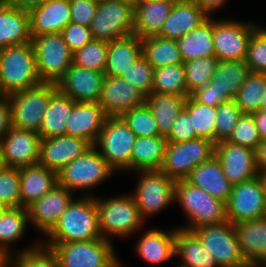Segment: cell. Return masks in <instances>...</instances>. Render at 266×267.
<instances>
[{
    "label": "cell",
    "instance_id": "6da1fadb",
    "mask_svg": "<svg viewBox=\"0 0 266 267\" xmlns=\"http://www.w3.org/2000/svg\"><path fill=\"white\" fill-rule=\"evenodd\" d=\"M41 243H66L103 238L99 229L96 195H77Z\"/></svg>",
    "mask_w": 266,
    "mask_h": 267
},
{
    "label": "cell",
    "instance_id": "7a4b0ae2",
    "mask_svg": "<svg viewBox=\"0 0 266 267\" xmlns=\"http://www.w3.org/2000/svg\"><path fill=\"white\" fill-rule=\"evenodd\" d=\"M174 202L179 203L188 220L186 225L177 226L178 228L192 231L200 226L228 221L226 203L186 179L176 181Z\"/></svg>",
    "mask_w": 266,
    "mask_h": 267
},
{
    "label": "cell",
    "instance_id": "3957f363",
    "mask_svg": "<svg viewBox=\"0 0 266 267\" xmlns=\"http://www.w3.org/2000/svg\"><path fill=\"white\" fill-rule=\"evenodd\" d=\"M32 42L0 49V96L41 83Z\"/></svg>",
    "mask_w": 266,
    "mask_h": 267
},
{
    "label": "cell",
    "instance_id": "277c9868",
    "mask_svg": "<svg viewBox=\"0 0 266 267\" xmlns=\"http://www.w3.org/2000/svg\"><path fill=\"white\" fill-rule=\"evenodd\" d=\"M96 207L101 235L109 241L130 237L145 223L131 193L113 198L96 196Z\"/></svg>",
    "mask_w": 266,
    "mask_h": 267
},
{
    "label": "cell",
    "instance_id": "5b68a950",
    "mask_svg": "<svg viewBox=\"0 0 266 267\" xmlns=\"http://www.w3.org/2000/svg\"><path fill=\"white\" fill-rule=\"evenodd\" d=\"M57 257L59 267H120L113 241L104 238L66 243H41Z\"/></svg>",
    "mask_w": 266,
    "mask_h": 267
},
{
    "label": "cell",
    "instance_id": "8992f818",
    "mask_svg": "<svg viewBox=\"0 0 266 267\" xmlns=\"http://www.w3.org/2000/svg\"><path fill=\"white\" fill-rule=\"evenodd\" d=\"M116 172L109 166L108 162L100 155L98 149L92 145L81 156L68 163L57 173L58 184L74 194L93 196L90 192L104 183ZM89 191V192H87ZM86 192V194H85ZM89 193V194H88Z\"/></svg>",
    "mask_w": 266,
    "mask_h": 267
},
{
    "label": "cell",
    "instance_id": "52a82bcc",
    "mask_svg": "<svg viewBox=\"0 0 266 267\" xmlns=\"http://www.w3.org/2000/svg\"><path fill=\"white\" fill-rule=\"evenodd\" d=\"M251 73L245 60L218 61L213 78L190 93V97L201 104L211 107L234 99L242 84Z\"/></svg>",
    "mask_w": 266,
    "mask_h": 267
},
{
    "label": "cell",
    "instance_id": "ba28073f",
    "mask_svg": "<svg viewBox=\"0 0 266 267\" xmlns=\"http://www.w3.org/2000/svg\"><path fill=\"white\" fill-rule=\"evenodd\" d=\"M56 91L55 83L41 82L8 95L12 127L39 132L49 100Z\"/></svg>",
    "mask_w": 266,
    "mask_h": 267
},
{
    "label": "cell",
    "instance_id": "9c48e42d",
    "mask_svg": "<svg viewBox=\"0 0 266 267\" xmlns=\"http://www.w3.org/2000/svg\"><path fill=\"white\" fill-rule=\"evenodd\" d=\"M136 138L121 117H107L94 146L116 173L128 172Z\"/></svg>",
    "mask_w": 266,
    "mask_h": 267
},
{
    "label": "cell",
    "instance_id": "30bf717a",
    "mask_svg": "<svg viewBox=\"0 0 266 267\" xmlns=\"http://www.w3.org/2000/svg\"><path fill=\"white\" fill-rule=\"evenodd\" d=\"M134 2L98 0L95 17L89 28L94 40L111 42L134 34Z\"/></svg>",
    "mask_w": 266,
    "mask_h": 267
},
{
    "label": "cell",
    "instance_id": "8fae6325",
    "mask_svg": "<svg viewBox=\"0 0 266 267\" xmlns=\"http://www.w3.org/2000/svg\"><path fill=\"white\" fill-rule=\"evenodd\" d=\"M138 180L131 194L146 220L174 202L176 181L160 170L137 171Z\"/></svg>",
    "mask_w": 266,
    "mask_h": 267
},
{
    "label": "cell",
    "instance_id": "7c38bea8",
    "mask_svg": "<svg viewBox=\"0 0 266 267\" xmlns=\"http://www.w3.org/2000/svg\"><path fill=\"white\" fill-rule=\"evenodd\" d=\"M192 232L215 257L218 267H252L243 256L235 227L229 221L200 226Z\"/></svg>",
    "mask_w": 266,
    "mask_h": 267
},
{
    "label": "cell",
    "instance_id": "4fadbf2b",
    "mask_svg": "<svg viewBox=\"0 0 266 267\" xmlns=\"http://www.w3.org/2000/svg\"><path fill=\"white\" fill-rule=\"evenodd\" d=\"M215 155V143L206 138L185 142H167L160 171L177 180L186 179L191 171Z\"/></svg>",
    "mask_w": 266,
    "mask_h": 267
},
{
    "label": "cell",
    "instance_id": "5bb4252c",
    "mask_svg": "<svg viewBox=\"0 0 266 267\" xmlns=\"http://www.w3.org/2000/svg\"><path fill=\"white\" fill-rule=\"evenodd\" d=\"M36 60V68L42 82L55 83L73 64V53L61 33L35 36L31 40Z\"/></svg>",
    "mask_w": 266,
    "mask_h": 267
},
{
    "label": "cell",
    "instance_id": "9a60e30c",
    "mask_svg": "<svg viewBox=\"0 0 266 267\" xmlns=\"http://www.w3.org/2000/svg\"><path fill=\"white\" fill-rule=\"evenodd\" d=\"M259 25L231 19H213V43L218 61L245 60L249 41Z\"/></svg>",
    "mask_w": 266,
    "mask_h": 267
},
{
    "label": "cell",
    "instance_id": "2e32d148",
    "mask_svg": "<svg viewBox=\"0 0 266 267\" xmlns=\"http://www.w3.org/2000/svg\"><path fill=\"white\" fill-rule=\"evenodd\" d=\"M226 215L233 225L266 216V197L260 176L232 186Z\"/></svg>",
    "mask_w": 266,
    "mask_h": 267
},
{
    "label": "cell",
    "instance_id": "e0dca14e",
    "mask_svg": "<svg viewBox=\"0 0 266 267\" xmlns=\"http://www.w3.org/2000/svg\"><path fill=\"white\" fill-rule=\"evenodd\" d=\"M215 156L220 160L224 175L232 185L245 182L259 176L255 150L222 141L215 144Z\"/></svg>",
    "mask_w": 266,
    "mask_h": 267
},
{
    "label": "cell",
    "instance_id": "ac0fdd59",
    "mask_svg": "<svg viewBox=\"0 0 266 267\" xmlns=\"http://www.w3.org/2000/svg\"><path fill=\"white\" fill-rule=\"evenodd\" d=\"M77 196L60 184L27 207L30 225L45 236L58 222L61 214Z\"/></svg>",
    "mask_w": 266,
    "mask_h": 267
},
{
    "label": "cell",
    "instance_id": "d6986e66",
    "mask_svg": "<svg viewBox=\"0 0 266 267\" xmlns=\"http://www.w3.org/2000/svg\"><path fill=\"white\" fill-rule=\"evenodd\" d=\"M105 73L72 64L56 82L57 90L75 102H96L100 98Z\"/></svg>",
    "mask_w": 266,
    "mask_h": 267
},
{
    "label": "cell",
    "instance_id": "ffe728a7",
    "mask_svg": "<svg viewBox=\"0 0 266 267\" xmlns=\"http://www.w3.org/2000/svg\"><path fill=\"white\" fill-rule=\"evenodd\" d=\"M145 95L121 77L106 76L98 104L108 117H121L145 104Z\"/></svg>",
    "mask_w": 266,
    "mask_h": 267
},
{
    "label": "cell",
    "instance_id": "44dd1931",
    "mask_svg": "<svg viewBox=\"0 0 266 267\" xmlns=\"http://www.w3.org/2000/svg\"><path fill=\"white\" fill-rule=\"evenodd\" d=\"M1 142L6 167L19 169L38 163L41 142L38 132L11 127Z\"/></svg>",
    "mask_w": 266,
    "mask_h": 267
},
{
    "label": "cell",
    "instance_id": "7402d4cb",
    "mask_svg": "<svg viewBox=\"0 0 266 267\" xmlns=\"http://www.w3.org/2000/svg\"><path fill=\"white\" fill-rule=\"evenodd\" d=\"M90 147L86 140L69 135L44 138L40 142L38 163L58 173Z\"/></svg>",
    "mask_w": 266,
    "mask_h": 267
},
{
    "label": "cell",
    "instance_id": "603a6c76",
    "mask_svg": "<svg viewBox=\"0 0 266 267\" xmlns=\"http://www.w3.org/2000/svg\"><path fill=\"white\" fill-rule=\"evenodd\" d=\"M107 117L96 102H75L67 119L66 135L84 139L91 146L95 145Z\"/></svg>",
    "mask_w": 266,
    "mask_h": 267
},
{
    "label": "cell",
    "instance_id": "cb8c5ba5",
    "mask_svg": "<svg viewBox=\"0 0 266 267\" xmlns=\"http://www.w3.org/2000/svg\"><path fill=\"white\" fill-rule=\"evenodd\" d=\"M28 13L31 38L43 34L60 33L71 23L69 0H46Z\"/></svg>",
    "mask_w": 266,
    "mask_h": 267
},
{
    "label": "cell",
    "instance_id": "d4e9b609",
    "mask_svg": "<svg viewBox=\"0 0 266 267\" xmlns=\"http://www.w3.org/2000/svg\"><path fill=\"white\" fill-rule=\"evenodd\" d=\"M164 230L159 228L147 229L136 241L137 255L145 263L158 266L175 257V227L167 229V231Z\"/></svg>",
    "mask_w": 266,
    "mask_h": 267
},
{
    "label": "cell",
    "instance_id": "484cf974",
    "mask_svg": "<svg viewBox=\"0 0 266 267\" xmlns=\"http://www.w3.org/2000/svg\"><path fill=\"white\" fill-rule=\"evenodd\" d=\"M209 17L194 0H176L158 36L178 40Z\"/></svg>",
    "mask_w": 266,
    "mask_h": 267
},
{
    "label": "cell",
    "instance_id": "4316f807",
    "mask_svg": "<svg viewBox=\"0 0 266 267\" xmlns=\"http://www.w3.org/2000/svg\"><path fill=\"white\" fill-rule=\"evenodd\" d=\"M244 258L252 267H266V216L234 224Z\"/></svg>",
    "mask_w": 266,
    "mask_h": 267
},
{
    "label": "cell",
    "instance_id": "83f0119b",
    "mask_svg": "<svg viewBox=\"0 0 266 267\" xmlns=\"http://www.w3.org/2000/svg\"><path fill=\"white\" fill-rule=\"evenodd\" d=\"M186 180L224 203L232 192L233 185L224 175L222 164L215 155L196 166Z\"/></svg>",
    "mask_w": 266,
    "mask_h": 267
},
{
    "label": "cell",
    "instance_id": "f1b7e54d",
    "mask_svg": "<svg viewBox=\"0 0 266 267\" xmlns=\"http://www.w3.org/2000/svg\"><path fill=\"white\" fill-rule=\"evenodd\" d=\"M29 13L6 0L0 2V49L31 42Z\"/></svg>",
    "mask_w": 266,
    "mask_h": 267
},
{
    "label": "cell",
    "instance_id": "f546056e",
    "mask_svg": "<svg viewBox=\"0 0 266 267\" xmlns=\"http://www.w3.org/2000/svg\"><path fill=\"white\" fill-rule=\"evenodd\" d=\"M21 207L27 208L58 184L57 173L37 163L19 168Z\"/></svg>",
    "mask_w": 266,
    "mask_h": 267
},
{
    "label": "cell",
    "instance_id": "4dcf8cb0",
    "mask_svg": "<svg viewBox=\"0 0 266 267\" xmlns=\"http://www.w3.org/2000/svg\"><path fill=\"white\" fill-rule=\"evenodd\" d=\"M175 1L163 0L134 4V34L140 39L158 36Z\"/></svg>",
    "mask_w": 266,
    "mask_h": 267
},
{
    "label": "cell",
    "instance_id": "1f68e13d",
    "mask_svg": "<svg viewBox=\"0 0 266 267\" xmlns=\"http://www.w3.org/2000/svg\"><path fill=\"white\" fill-rule=\"evenodd\" d=\"M141 56L142 39L135 34L108 42L104 73L120 77Z\"/></svg>",
    "mask_w": 266,
    "mask_h": 267
},
{
    "label": "cell",
    "instance_id": "d6a6232c",
    "mask_svg": "<svg viewBox=\"0 0 266 267\" xmlns=\"http://www.w3.org/2000/svg\"><path fill=\"white\" fill-rule=\"evenodd\" d=\"M177 267H218L215 257L208 253L199 238L192 232L175 226V257Z\"/></svg>",
    "mask_w": 266,
    "mask_h": 267
},
{
    "label": "cell",
    "instance_id": "836d02e7",
    "mask_svg": "<svg viewBox=\"0 0 266 267\" xmlns=\"http://www.w3.org/2000/svg\"><path fill=\"white\" fill-rule=\"evenodd\" d=\"M30 224L27 208H7L0 216V263L13 256L11 245L22 240ZM11 244V245H10Z\"/></svg>",
    "mask_w": 266,
    "mask_h": 267
},
{
    "label": "cell",
    "instance_id": "e575fe53",
    "mask_svg": "<svg viewBox=\"0 0 266 267\" xmlns=\"http://www.w3.org/2000/svg\"><path fill=\"white\" fill-rule=\"evenodd\" d=\"M165 136L137 137L131 154V171L159 170L165 156Z\"/></svg>",
    "mask_w": 266,
    "mask_h": 267
},
{
    "label": "cell",
    "instance_id": "d590c367",
    "mask_svg": "<svg viewBox=\"0 0 266 267\" xmlns=\"http://www.w3.org/2000/svg\"><path fill=\"white\" fill-rule=\"evenodd\" d=\"M187 97L176 94L150 93L145 97V104L151 110L162 136H167L185 107Z\"/></svg>",
    "mask_w": 266,
    "mask_h": 267
},
{
    "label": "cell",
    "instance_id": "8d00e7d4",
    "mask_svg": "<svg viewBox=\"0 0 266 267\" xmlns=\"http://www.w3.org/2000/svg\"><path fill=\"white\" fill-rule=\"evenodd\" d=\"M177 43L183 63L196 58L214 57L213 18L210 16L200 26L179 38Z\"/></svg>",
    "mask_w": 266,
    "mask_h": 267
},
{
    "label": "cell",
    "instance_id": "74e56055",
    "mask_svg": "<svg viewBox=\"0 0 266 267\" xmlns=\"http://www.w3.org/2000/svg\"><path fill=\"white\" fill-rule=\"evenodd\" d=\"M75 101L58 90L51 96L44 114L39 135L41 139L66 135L67 119Z\"/></svg>",
    "mask_w": 266,
    "mask_h": 267
},
{
    "label": "cell",
    "instance_id": "f35d334b",
    "mask_svg": "<svg viewBox=\"0 0 266 267\" xmlns=\"http://www.w3.org/2000/svg\"><path fill=\"white\" fill-rule=\"evenodd\" d=\"M142 56L154 69L183 63L177 40L162 36L142 39Z\"/></svg>",
    "mask_w": 266,
    "mask_h": 267
},
{
    "label": "cell",
    "instance_id": "ab89813d",
    "mask_svg": "<svg viewBox=\"0 0 266 267\" xmlns=\"http://www.w3.org/2000/svg\"><path fill=\"white\" fill-rule=\"evenodd\" d=\"M3 267H59L56 255L41 245V240L16 251Z\"/></svg>",
    "mask_w": 266,
    "mask_h": 267
},
{
    "label": "cell",
    "instance_id": "60d3db41",
    "mask_svg": "<svg viewBox=\"0 0 266 267\" xmlns=\"http://www.w3.org/2000/svg\"><path fill=\"white\" fill-rule=\"evenodd\" d=\"M152 92L188 97L183 63L154 69Z\"/></svg>",
    "mask_w": 266,
    "mask_h": 267
},
{
    "label": "cell",
    "instance_id": "b9f144b4",
    "mask_svg": "<svg viewBox=\"0 0 266 267\" xmlns=\"http://www.w3.org/2000/svg\"><path fill=\"white\" fill-rule=\"evenodd\" d=\"M266 91V73L251 72L234 97L243 114L258 112L263 93Z\"/></svg>",
    "mask_w": 266,
    "mask_h": 267
},
{
    "label": "cell",
    "instance_id": "7bdbcfd3",
    "mask_svg": "<svg viewBox=\"0 0 266 267\" xmlns=\"http://www.w3.org/2000/svg\"><path fill=\"white\" fill-rule=\"evenodd\" d=\"M184 109L189 113L198 138H206L215 143L217 106L211 107L187 97Z\"/></svg>",
    "mask_w": 266,
    "mask_h": 267
},
{
    "label": "cell",
    "instance_id": "ee69618b",
    "mask_svg": "<svg viewBox=\"0 0 266 267\" xmlns=\"http://www.w3.org/2000/svg\"><path fill=\"white\" fill-rule=\"evenodd\" d=\"M218 59L216 56L196 58L183 63L187 93L190 95L195 89L208 84L213 78Z\"/></svg>",
    "mask_w": 266,
    "mask_h": 267
},
{
    "label": "cell",
    "instance_id": "f6af8a7d",
    "mask_svg": "<svg viewBox=\"0 0 266 267\" xmlns=\"http://www.w3.org/2000/svg\"><path fill=\"white\" fill-rule=\"evenodd\" d=\"M107 51L108 42L93 39L73 53L72 63L89 70L104 72Z\"/></svg>",
    "mask_w": 266,
    "mask_h": 267
},
{
    "label": "cell",
    "instance_id": "bcb514c9",
    "mask_svg": "<svg viewBox=\"0 0 266 267\" xmlns=\"http://www.w3.org/2000/svg\"><path fill=\"white\" fill-rule=\"evenodd\" d=\"M242 114L234 99L217 106L215 144L229 140Z\"/></svg>",
    "mask_w": 266,
    "mask_h": 267
},
{
    "label": "cell",
    "instance_id": "7dc6e473",
    "mask_svg": "<svg viewBox=\"0 0 266 267\" xmlns=\"http://www.w3.org/2000/svg\"><path fill=\"white\" fill-rule=\"evenodd\" d=\"M121 118L137 137L160 136L157 122L146 104L131 109L129 112L122 115Z\"/></svg>",
    "mask_w": 266,
    "mask_h": 267
},
{
    "label": "cell",
    "instance_id": "c3c4849f",
    "mask_svg": "<svg viewBox=\"0 0 266 267\" xmlns=\"http://www.w3.org/2000/svg\"><path fill=\"white\" fill-rule=\"evenodd\" d=\"M153 75L154 68L141 56L120 77L147 96L153 90Z\"/></svg>",
    "mask_w": 266,
    "mask_h": 267
},
{
    "label": "cell",
    "instance_id": "681fc988",
    "mask_svg": "<svg viewBox=\"0 0 266 267\" xmlns=\"http://www.w3.org/2000/svg\"><path fill=\"white\" fill-rule=\"evenodd\" d=\"M246 64L253 73H266V28L258 26L249 41Z\"/></svg>",
    "mask_w": 266,
    "mask_h": 267
},
{
    "label": "cell",
    "instance_id": "f907efd6",
    "mask_svg": "<svg viewBox=\"0 0 266 267\" xmlns=\"http://www.w3.org/2000/svg\"><path fill=\"white\" fill-rule=\"evenodd\" d=\"M0 202L8 208L21 207L19 169H0Z\"/></svg>",
    "mask_w": 266,
    "mask_h": 267
},
{
    "label": "cell",
    "instance_id": "816d5d0a",
    "mask_svg": "<svg viewBox=\"0 0 266 267\" xmlns=\"http://www.w3.org/2000/svg\"><path fill=\"white\" fill-rule=\"evenodd\" d=\"M228 141L253 150L256 149L261 142V136L252 114H242Z\"/></svg>",
    "mask_w": 266,
    "mask_h": 267
},
{
    "label": "cell",
    "instance_id": "f5cc1de1",
    "mask_svg": "<svg viewBox=\"0 0 266 267\" xmlns=\"http://www.w3.org/2000/svg\"><path fill=\"white\" fill-rule=\"evenodd\" d=\"M60 33L72 53L93 40L89 27L73 22L64 27Z\"/></svg>",
    "mask_w": 266,
    "mask_h": 267
},
{
    "label": "cell",
    "instance_id": "db71d44e",
    "mask_svg": "<svg viewBox=\"0 0 266 267\" xmlns=\"http://www.w3.org/2000/svg\"><path fill=\"white\" fill-rule=\"evenodd\" d=\"M198 138L189 113L183 109L174 121L170 133L166 136L167 142H185Z\"/></svg>",
    "mask_w": 266,
    "mask_h": 267
},
{
    "label": "cell",
    "instance_id": "11a10c76",
    "mask_svg": "<svg viewBox=\"0 0 266 267\" xmlns=\"http://www.w3.org/2000/svg\"><path fill=\"white\" fill-rule=\"evenodd\" d=\"M71 22L89 27L95 17L98 0H69Z\"/></svg>",
    "mask_w": 266,
    "mask_h": 267
},
{
    "label": "cell",
    "instance_id": "9f6ffc18",
    "mask_svg": "<svg viewBox=\"0 0 266 267\" xmlns=\"http://www.w3.org/2000/svg\"><path fill=\"white\" fill-rule=\"evenodd\" d=\"M12 127L11 108L7 96H0V140Z\"/></svg>",
    "mask_w": 266,
    "mask_h": 267
},
{
    "label": "cell",
    "instance_id": "6f0895ef",
    "mask_svg": "<svg viewBox=\"0 0 266 267\" xmlns=\"http://www.w3.org/2000/svg\"><path fill=\"white\" fill-rule=\"evenodd\" d=\"M209 16L225 7L229 0H194ZM213 12V13H212Z\"/></svg>",
    "mask_w": 266,
    "mask_h": 267
},
{
    "label": "cell",
    "instance_id": "680465c9",
    "mask_svg": "<svg viewBox=\"0 0 266 267\" xmlns=\"http://www.w3.org/2000/svg\"><path fill=\"white\" fill-rule=\"evenodd\" d=\"M255 157L259 172H266V140H261L256 147Z\"/></svg>",
    "mask_w": 266,
    "mask_h": 267
},
{
    "label": "cell",
    "instance_id": "91938a15",
    "mask_svg": "<svg viewBox=\"0 0 266 267\" xmlns=\"http://www.w3.org/2000/svg\"><path fill=\"white\" fill-rule=\"evenodd\" d=\"M11 5L25 11L42 5L46 0H6Z\"/></svg>",
    "mask_w": 266,
    "mask_h": 267
},
{
    "label": "cell",
    "instance_id": "94428289",
    "mask_svg": "<svg viewBox=\"0 0 266 267\" xmlns=\"http://www.w3.org/2000/svg\"><path fill=\"white\" fill-rule=\"evenodd\" d=\"M252 115L259 130L261 140H266V111L259 110L258 112L252 113Z\"/></svg>",
    "mask_w": 266,
    "mask_h": 267
},
{
    "label": "cell",
    "instance_id": "6125c7cd",
    "mask_svg": "<svg viewBox=\"0 0 266 267\" xmlns=\"http://www.w3.org/2000/svg\"><path fill=\"white\" fill-rule=\"evenodd\" d=\"M6 167L5 162H4V158H3V146H2V142L0 140V169Z\"/></svg>",
    "mask_w": 266,
    "mask_h": 267
},
{
    "label": "cell",
    "instance_id": "be15d7a7",
    "mask_svg": "<svg viewBox=\"0 0 266 267\" xmlns=\"http://www.w3.org/2000/svg\"><path fill=\"white\" fill-rule=\"evenodd\" d=\"M259 176L262 180V183L264 186L265 197H266V172H260Z\"/></svg>",
    "mask_w": 266,
    "mask_h": 267
},
{
    "label": "cell",
    "instance_id": "e7e4bbea",
    "mask_svg": "<svg viewBox=\"0 0 266 267\" xmlns=\"http://www.w3.org/2000/svg\"><path fill=\"white\" fill-rule=\"evenodd\" d=\"M260 110L266 111V91L263 93V98L261 100Z\"/></svg>",
    "mask_w": 266,
    "mask_h": 267
},
{
    "label": "cell",
    "instance_id": "03108f58",
    "mask_svg": "<svg viewBox=\"0 0 266 267\" xmlns=\"http://www.w3.org/2000/svg\"><path fill=\"white\" fill-rule=\"evenodd\" d=\"M154 1H163V0H134V4L143 3V2H154Z\"/></svg>",
    "mask_w": 266,
    "mask_h": 267
},
{
    "label": "cell",
    "instance_id": "003e7915",
    "mask_svg": "<svg viewBox=\"0 0 266 267\" xmlns=\"http://www.w3.org/2000/svg\"><path fill=\"white\" fill-rule=\"evenodd\" d=\"M7 208H8L7 206H5L3 203L0 202V216L4 213V211Z\"/></svg>",
    "mask_w": 266,
    "mask_h": 267
}]
</instances>
